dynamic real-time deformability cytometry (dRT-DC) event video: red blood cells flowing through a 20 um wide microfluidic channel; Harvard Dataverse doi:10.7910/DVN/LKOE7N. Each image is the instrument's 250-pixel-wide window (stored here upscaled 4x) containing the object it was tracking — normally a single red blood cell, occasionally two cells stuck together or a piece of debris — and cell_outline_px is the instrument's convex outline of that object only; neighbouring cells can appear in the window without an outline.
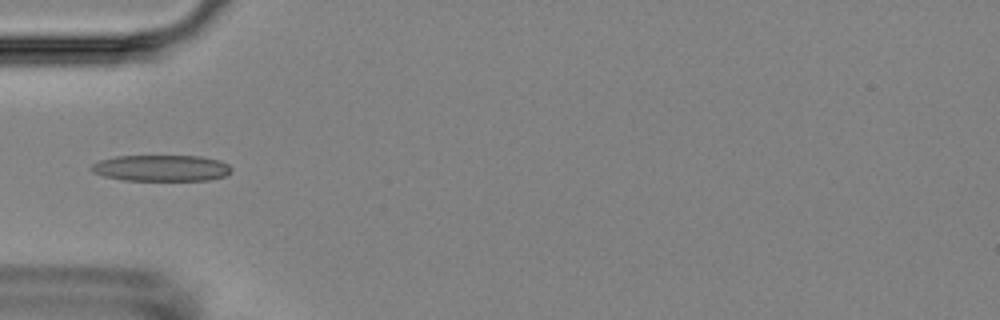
{"species": "Egyptian fruit bat (a non-hibernating species)", "species_latin": "Rousettus aegyptiacus", "temperature_condition": "room temperature", "stored_images_in_passage": 5, "camera_frame_rate_fps": 3000, "um_per_image_px": 0.085, "animal": {"sex": "female"}, "frame": {"image": 1, "passage_image": 5, "time_ms": 4.667, "image_size_px": [1000, 320], "cell_outline_px": [[232, 168], [224, 176], [208, 180], [120, 180], [104, 176], [92, 172], [88, 168], [92, 164], [100, 160], [116, 156], [200, 156], [216, 160], [228, 164]], "centroid_in_image_um": [13.64, 14.29], "position_along_channel_um": 71.4, "area_um2": 21.33}}